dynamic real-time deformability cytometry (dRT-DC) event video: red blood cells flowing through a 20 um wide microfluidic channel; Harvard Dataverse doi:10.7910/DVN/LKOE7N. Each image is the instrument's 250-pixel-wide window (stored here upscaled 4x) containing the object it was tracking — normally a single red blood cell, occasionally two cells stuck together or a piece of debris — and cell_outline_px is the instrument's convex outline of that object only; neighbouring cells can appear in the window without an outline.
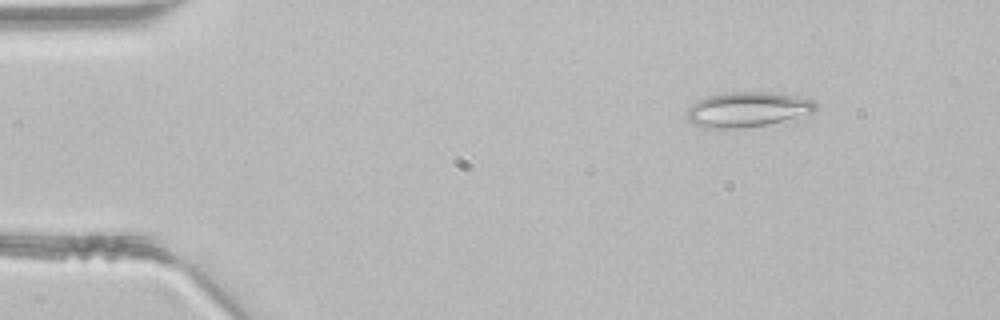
{"species": "common noctule bat (a hibernating species)", "species_latin": "Nyctalus noctula", "temperature_condition": "room temperature", "stored_images_in_passage": 45, "camera_frame_rate_fps": 3000, "um_per_image_px": 0.085, "animal": {"sex": "male", "body_mass_g": 21.5, "forearm_length_mm": 52.0}, "frame": {"image": 1, "passage_image": 6, "time_ms": 1.667, "image_size_px": [1000, 320], "cell_outline_px": [[820, 108], [812, 116], [768, 124], [744, 128], [708, 128], [692, 124], [684, 116], [688, 108], [696, 100], [708, 96], [728, 92], [768, 92], [792, 96], [812, 100]], "centroid_in_image_um": [63.58, 9.33], "position_along_channel_um": 21.4, "area_um2": 26.88}}
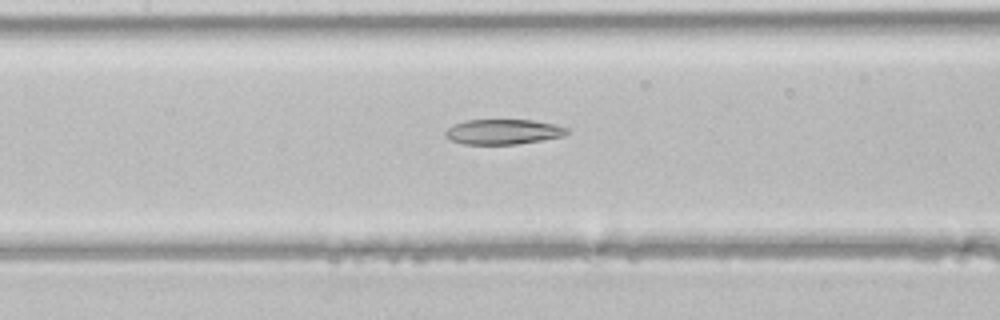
{"frame": {"image": 2, "passage_image": 21, "time_ms": 6.667, "image_size_px": [1000, 320], "cell_outline_px": [[568, 132], [564, 136], [544, 140], [516, 144], [464, 144], [452, 140], [444, 136], [444, 132], [452, 124], [464, 120], [532, 120], [552, 124], [568, 128]], "centroid_in_image_um": [42.74, 11.2], "position_along_channel_um": 164.7, "area_um2": 17.8}}
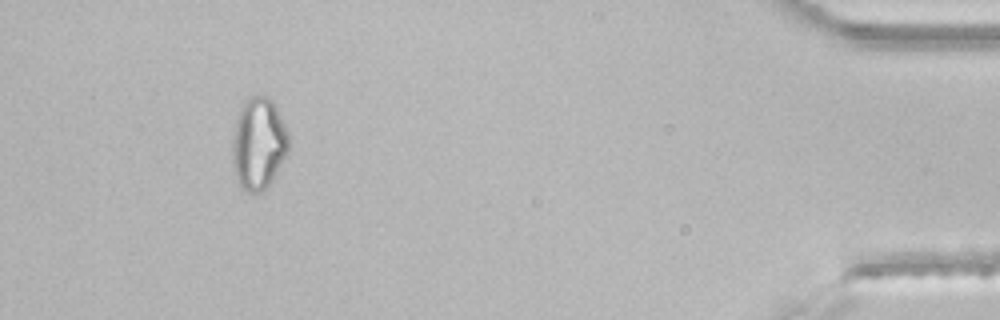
{"frame": {"image": 3, "passage_image": 42, "time_ms": 13.667, "image_size_px": [1000, 320], "cell_outline_px": [[288, 152], [268, 188], [260, 192], [248, 192], [240, 184], [232, 168], [232, 136], [236, 120], [240, 108], [244, 100], [252, 96], [268, 96], [272, 100], [288, 132]], "centroid_in_image_um": [21.96, 12.21], "position_along_channel_um": 413.2, "area_um2": 30.23}}